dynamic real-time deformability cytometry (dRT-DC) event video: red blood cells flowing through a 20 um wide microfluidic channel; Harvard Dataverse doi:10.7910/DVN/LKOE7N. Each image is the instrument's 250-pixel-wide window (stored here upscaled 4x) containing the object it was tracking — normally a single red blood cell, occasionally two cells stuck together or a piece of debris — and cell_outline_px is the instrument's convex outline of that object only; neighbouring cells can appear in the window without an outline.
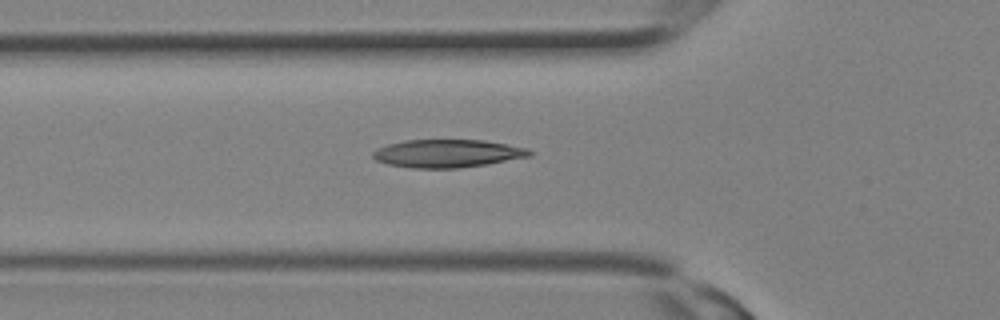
{"species": "Egyptian fruit bat (a non-hibernating species)", "species_latin": "Rousettus aegyptiacus", "temperature_condition": "room temperature", "stored_images_in_passage": 7, "camera_frame_rate_fps": 3000, "um_per_image_px": 0.085, "animal": {"sex": "female"}, "frame": {"image": 1, "passage_image": 3, "time_ms": 0.667, "image_size_px": [1000, 320], "cell_outline_px": [[532, 156], [488, 164], [456, 168], [412, 168], [388, 164], [376, 160], [372, 156], [372, 152], [376, 148], [388, 144], [404, 140], [484, 140], [508, 144], [528, 148], [532, 152]], "centroid_in_image_um": [38.04, 13.04], "position_along_channel_um": 87.8, "area_um2": 25.66}}
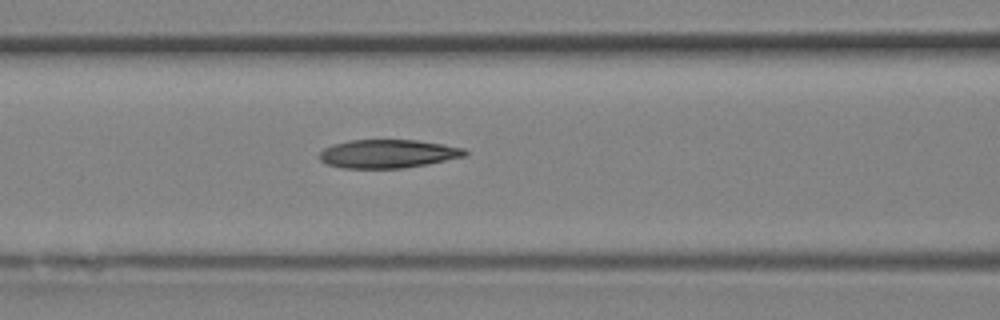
{"frame": {"image": 2, "passage_image": 5, "time_ms": 1.333, "image_size_px": [1000, 320], "cell_outline_px": [[468, 156], [428, 164], [404, 168], [340, 168], [328, 164], [320, 160], [320, 152], [324, 148], [332, 144], [352, 140], [416, 140], [444, 144], [464, 148], [468, 152]], "centroid_in_image_um": [33.01, 13.07], "position_along_channel_um": 133.6, "area_um2": 24.28}}
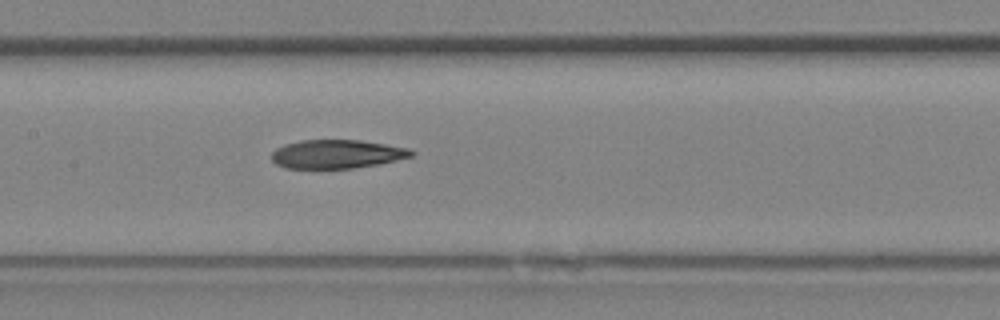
{"frame": {"image": 3, "passage_image": 7, "time_ms": 2.0, "image_size_px": [1000, 320], "cell_outline_px": [[416, 152], [412, 156], [396, 160], [376, 164], [352, 168], [284, 168], [276, 164], [272, 160], [272, 152], [276, 148], [284, 144], [300, 140], [360, 140], [408, 148]], "centroid_in_image_um": [28.6, 13.09], "position_along_channel_um": 178.8, "area_um2": 23.24}}